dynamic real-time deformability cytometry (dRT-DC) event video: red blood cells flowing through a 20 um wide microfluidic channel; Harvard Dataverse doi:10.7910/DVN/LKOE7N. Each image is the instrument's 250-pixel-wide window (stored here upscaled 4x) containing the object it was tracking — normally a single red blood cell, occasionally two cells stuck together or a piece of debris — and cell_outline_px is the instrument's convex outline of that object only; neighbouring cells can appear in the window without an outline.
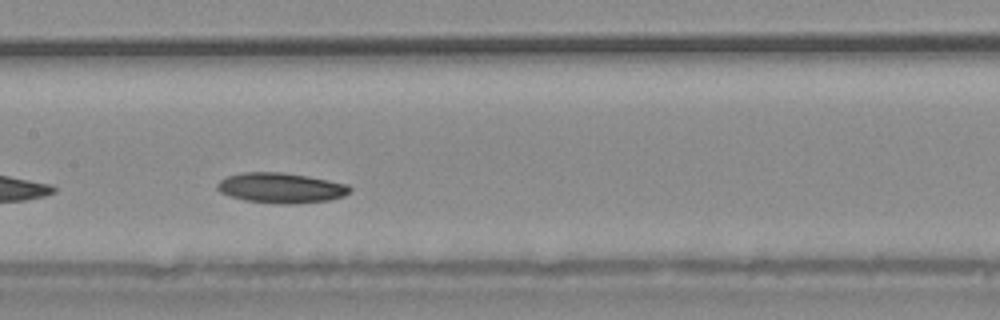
{"species": "common noctule bat (a hibernating species)", "species_latin": "Nyctalus noctula", "temperature_condition": "warm", "stored_images_in_passage": 31, "camera_frame_rate_fps": 3000, "um_per_image_px": 0.085, "animal": {"sex": "male", "body_mass_g": 20.4}, "frame": {"image": 1, "passage_image": 14, "time_ms": 4.333, "image_size_px": [1000, 320], "cell_outline_px": [[352, 192], [344, 196], [328, 200], [288, 204], [280, 204], [244, 200], [220, 192], [216, 188], [216, 184], [220, 180], [228, 176], [244, 172], [284, 172], [308, 176], [348, 184], [352, 188]], "centroid_in_image_um": [23.9, 15.96], "position_along_channel_um": 183.5, "area_um2": 23.35}}